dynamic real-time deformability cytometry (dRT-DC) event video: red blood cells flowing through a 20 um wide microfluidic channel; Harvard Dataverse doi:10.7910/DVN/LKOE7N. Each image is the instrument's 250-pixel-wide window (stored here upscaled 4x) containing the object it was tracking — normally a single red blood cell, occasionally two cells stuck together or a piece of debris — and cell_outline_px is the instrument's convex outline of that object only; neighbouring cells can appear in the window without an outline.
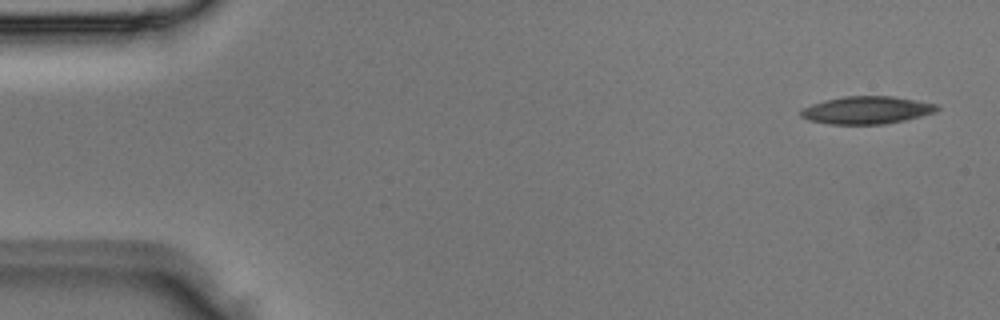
{"species": "Egyptian fruit bat (a non-hibernating species)", "species_latin": "Rousettus aegyptiacus", "temperature_condition": "room temperature", "stored_images_in_passage": 5, "segment_of_instrument_passage": [1, 2], "camera_frame_rate_fps": 3000, "um_per_image_px": 0.085, "animal": {"sex": "male"}, "frame": {"image": 1, "passage_image": 1, "time_ms": 0.0, "image_size_px": [1000, 320], "cell_outline_px": [[940, 108], [936, 112], [904, 120], [884, 124], [828, 124], [808, 120], [800, 116], [800, 108], [824, 100], [844, 96], [892, 96], [916, 100], [936, 104]], "centroid_in_image_um": [73.63, 9.36], "position_along_channel_um": 11.4, "area_um2": 21.96}}